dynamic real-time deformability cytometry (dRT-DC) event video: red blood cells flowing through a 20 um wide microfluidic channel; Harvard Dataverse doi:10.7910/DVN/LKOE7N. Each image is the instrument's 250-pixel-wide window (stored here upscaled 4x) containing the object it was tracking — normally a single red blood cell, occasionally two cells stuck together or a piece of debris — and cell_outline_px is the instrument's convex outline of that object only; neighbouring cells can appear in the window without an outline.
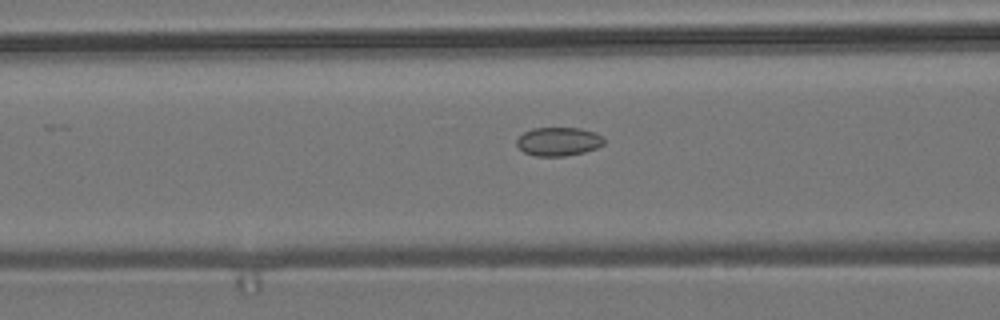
{"species": "common noctule bat (a hibernating species)", "species_latin": "Nyctalus noctula", "temperature_condition": "room temperature", "stored_images_in_passage": 10, "camera_frame_rate_fps": 3000, "um_per_image_px": 0.085, "animal": {"sex": "male", "body_mass_g": 19.2, "forearm_length_mm": 51.8}, "frame": {"image": 1, "passage_image": 5, "time_ms": 1.333, "image_size_px": [1000, 320], "cell_outline_px": [[604, 144], [596, 148], [584, 152], [564, 156], [536, 156], [524, 152], [516, 144], [516, 140], [524, 132], [532, 128], [580, 128], [596, 132], [604, 136]], "centroid_in_image_um": [47.49, 12.02], "position_along_channel_um": 119.1, "area_um2": 14.62}}